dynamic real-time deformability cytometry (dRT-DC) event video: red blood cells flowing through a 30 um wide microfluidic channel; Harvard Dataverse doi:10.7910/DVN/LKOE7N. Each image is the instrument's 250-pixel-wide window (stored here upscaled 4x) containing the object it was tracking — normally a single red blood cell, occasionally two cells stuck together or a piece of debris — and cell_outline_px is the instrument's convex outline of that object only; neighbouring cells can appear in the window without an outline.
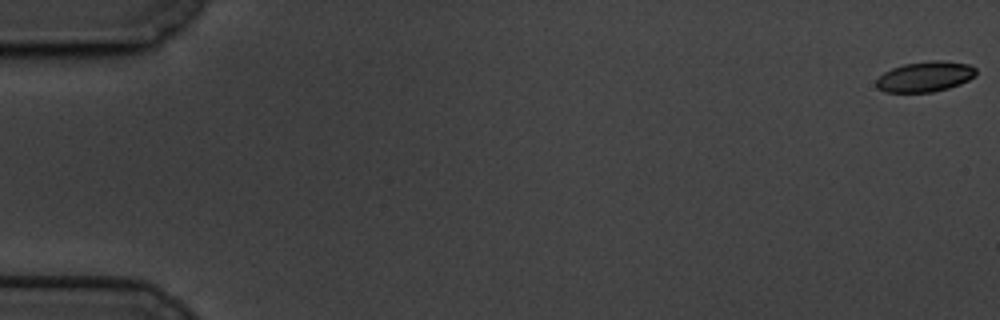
{"species": "common noctule bat (a hibernating species)", "species_latin": "Nyctalus noctula", "temperature_condition": "cold", "stored_images_in_passage": 61, "camera_frame_rate_fps": 3000, "um_per_image_px": 0.085, "animal": {"sex": "male", "body_mass_g": 19.5, "forearm_length_mm": 54.6}, "frame": {"image": 1, "passage_image": 1, "time_ms": 0.0, "image_size_px": [1000, 320], "cell_outline_px": [[976, 76], [960, 84], [948, 88], [932, 92], [884, 92], [876, 88], [876, 80], [884, 72], [892, 68], [904, 64], [932, 60], [936, 60], [968, 64], [976, 68]], "centroid_in_image_um": [78.62, 6.52], "position_along_channel_um": 6.4, "area_um2": 17.63}}
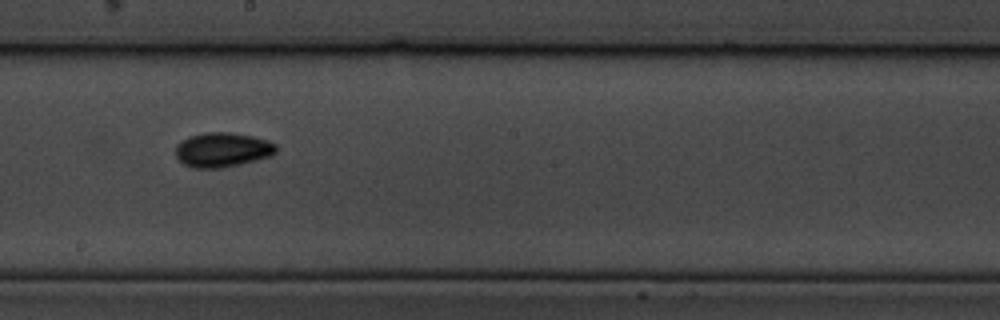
{"frame": {"image": 2, "passage_image": 35, "time_ms": 11.333, "image_size_px": [1000, 320], "cell_outline_px": [[276, 152], [272, 156], [240, 164], [220, 168], [192, 168], [184, 164], [176, 156], [176, 144], [188, 136], [204, 132], [228, 132], [252, 136], [268, 140], [276, 144]], "centroid_in_image_um": [18.9, 12.73], "position_along_channel_um": 229.3, "area_um2": 20.35}}
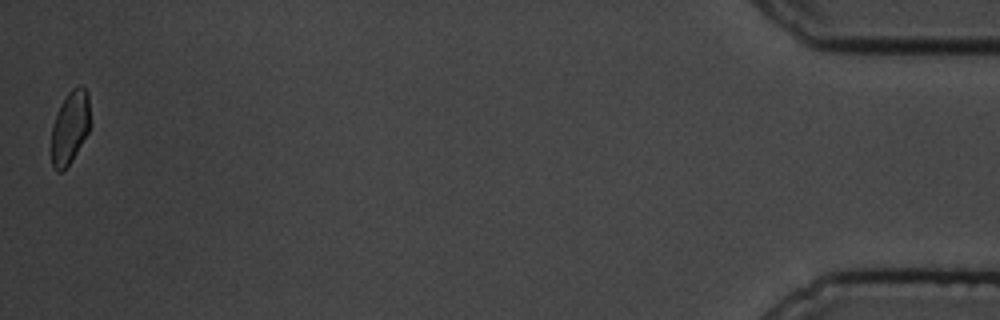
{"frame": {"image": 3, "passage_image": 61, "time_ms": 20.0, "image_size_px": [1000, 320], "cell_outline_px": [[88, 132], [72, 160], [60, 172], [56, 172], [52, 168], [52, 124], [60, 104], [68, 92], [76, 84], [80, 84], [88, 92]], "centroid_in_image_um": [5.92, 10.8], "position_along_channel_um": 429.3, "area_um2": 16.3}, "authors_computed_cell_mechanics": {"area_um2": 18.3804, "velocity_mm_per_s": 3.34, "shape_relaxation_time_tau1_ms": 4.1395, "shape_relaxation_time_tau2_ms": 6.0549, "deformation_change_tau1": 0.0983, "deformation_change_tau2": 0.0895}}